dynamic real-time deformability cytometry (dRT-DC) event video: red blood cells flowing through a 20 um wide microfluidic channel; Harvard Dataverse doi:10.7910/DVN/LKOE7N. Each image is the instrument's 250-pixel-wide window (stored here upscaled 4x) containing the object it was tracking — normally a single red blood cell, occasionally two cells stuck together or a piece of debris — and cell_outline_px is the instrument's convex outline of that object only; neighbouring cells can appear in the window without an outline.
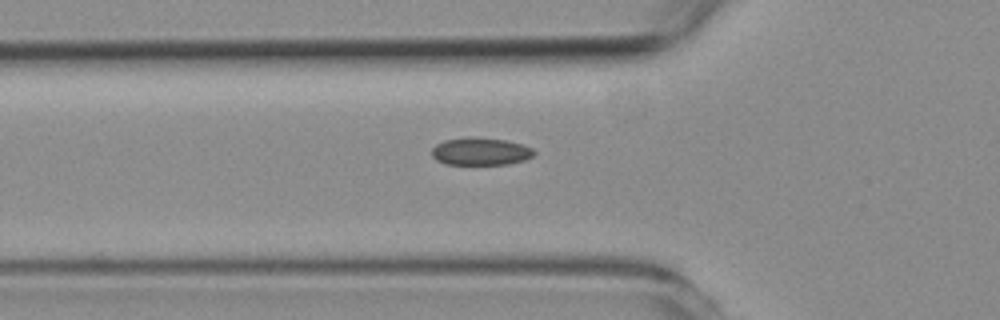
{"species": "common noctule bat (a hibernating species)", "species_latin": "Nyctalus noctula", "temperature_condition": "room temperature", "stored_images_in_passage": 26, "camera_frame_rate_fps": 3000, "um_per_image_px": 0.085, "animal": {"sex": "female", "body_mass_g": 19.3, "forearm_length_mm": 54.1}, "frame": {"image": 1, "passage_image": 2, "time_ms": 0.333, "image_size_px": [1000, 320], "cell_outline_px": [[536, 152], [532, 156], [524, 160], [508, 164], [444, 164], [436, 160], [432, 156], [432, 148], [436, 144], [444, 140], [468, 136], [472, 136], [508, 140], [532, 148]], "centroid_in_image_um": [40.82, 12.86], "position_along_channel_um": 85.0, "area_um2": 16.59}}
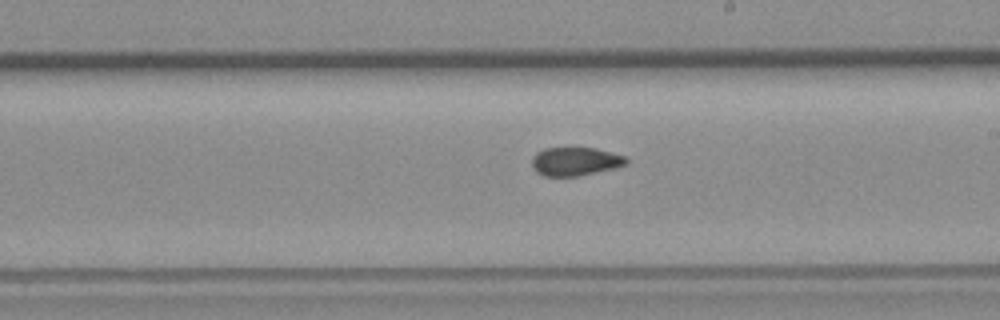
{"frame": {"image": 2, "passage_image": 15, "time_ms": 4.667, "image_size_px": [1000, 320], "cell_outline_px": [[628, 164], [580, 176], [544, 176], [536, 172], [532, 168], [532, 156], [536, 152], [544, 148], [568, 144], [596, 148], [624, 156], [628, 160]], "centroid_in_image_um": [48.83, 13.66], "position_along_channel_um": 240.2, "area_um2": 16.42}}
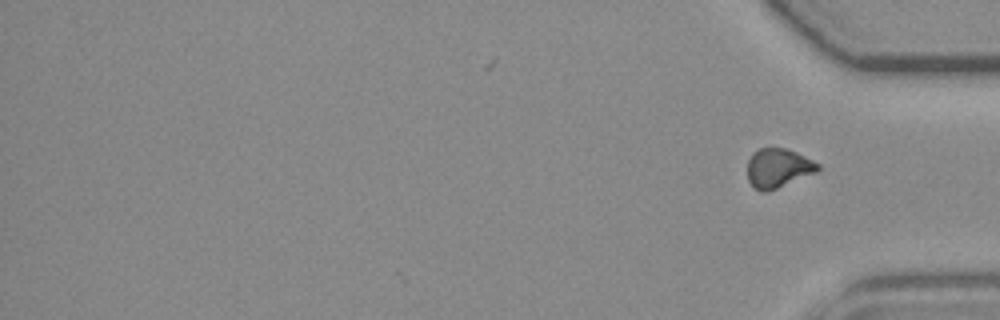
{"frame": {"image": 3, "passage_image": 26, "time_ms": 8.333, "image_size_px": [1000, 320], "cell_outline_px": [[820, 168], [816, 172], [768, 192], [760, 192], [748, 180], [748, 160], [752, 152], [760, 148], [784, 148], [796, 152], [820, 164]], "centroid_in_image_um": [66.13, 14.29], "position_along_channel_um": 369.1, "area_um2": 16.01}}